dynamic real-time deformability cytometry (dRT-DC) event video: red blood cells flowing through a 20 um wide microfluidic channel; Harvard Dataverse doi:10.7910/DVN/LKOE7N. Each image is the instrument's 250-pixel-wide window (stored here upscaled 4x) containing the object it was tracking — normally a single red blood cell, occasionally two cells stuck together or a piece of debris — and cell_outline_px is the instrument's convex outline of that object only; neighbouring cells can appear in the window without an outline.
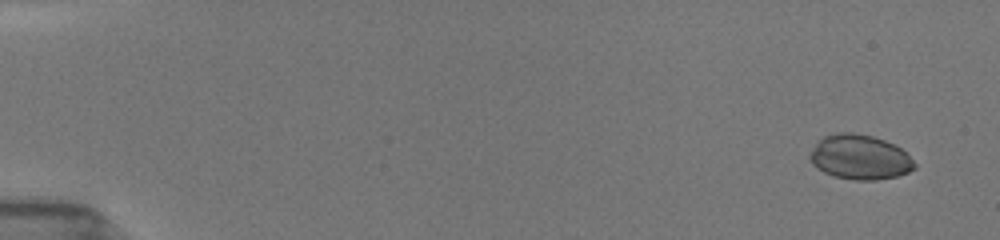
{"species": "common noctule bat (a hibernating species)", "species_latin": "Nyctalus noctula", "temperature_condition": "room temperature", "stored_images_in_passage": 17, "camera_frame_rate_fps": 3000, "um_per_image_px": 0.085, "animal": {"sex": "female", "body_mass_g": 19.5, "forearm_length_mm": 54.1}, "frame": {"image": 1, "passage_image": 1, "time_ms": 0.0, "image_size_px": [1000, 240], "cell_outline_px": [[916, 168], [908, 172], [896, 176], [876, 180], [852, 180], [832, 176], [816, 168], [812, 164], [808, 156], [812, 148], [824, 136], [836, 132], [852, 132], [872, 136], [884, 140], [900, 148], [916, 164]], "centroid_in_image_um": [73.04, 13.37], "position_along_channel_um": 12.0, "area_um2": 27.28}}
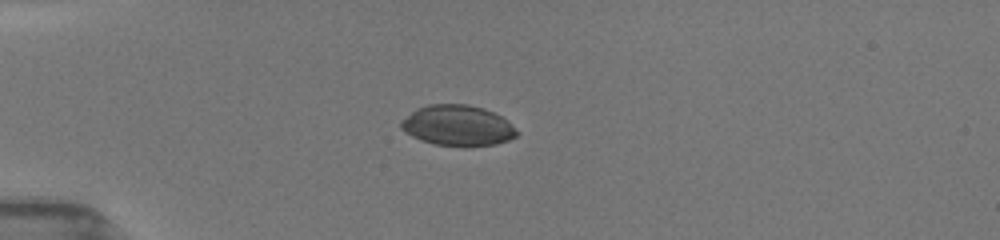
{"frame": {"image": 2, "passage_image": 12, "time_ms": 4.0, "image_size_px": [1000, 240], "cell_outline_px": [[520, 132], [516, 136], [508, 140], [496, 144], [464, 148], [436, 144], [420, 140], [412, 136], [400, 128], [400, 120], [416, 108], [428, 104], [468, 104], [492, 112], [500, 116], [512, 124]], "centroid_in_image_um": [38.89, 10.69], "position_along_channel_um": 46.1, "area_um2": 27.74}}
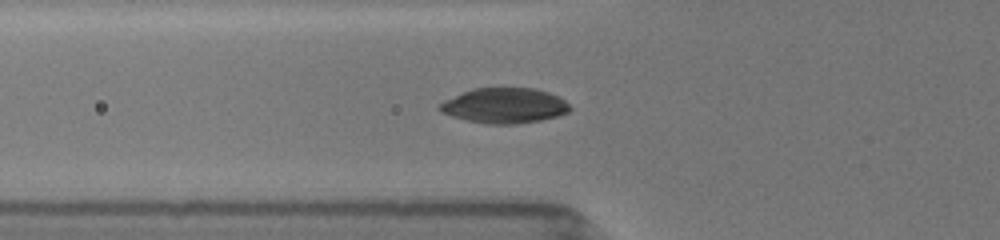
{"frame": {"image": 3, "passage_image": 17, "time_ms": 5.667, "image_size_px": [1000, 240], "cell_outline_px": [[572, 108], [568, 112], [556, 116], [540, 120], [516, 124], [488, 124], [468, 120], [452, 116], [440, 112], [436, 108], [436, 104], [444, 100], [472, 88], [500, 84], [536, 88], [560, 96]], "centroid_in_image_um": [42.84, 8.91], "position_along_channel_um": 83.0, "area_um2": 27.8}}